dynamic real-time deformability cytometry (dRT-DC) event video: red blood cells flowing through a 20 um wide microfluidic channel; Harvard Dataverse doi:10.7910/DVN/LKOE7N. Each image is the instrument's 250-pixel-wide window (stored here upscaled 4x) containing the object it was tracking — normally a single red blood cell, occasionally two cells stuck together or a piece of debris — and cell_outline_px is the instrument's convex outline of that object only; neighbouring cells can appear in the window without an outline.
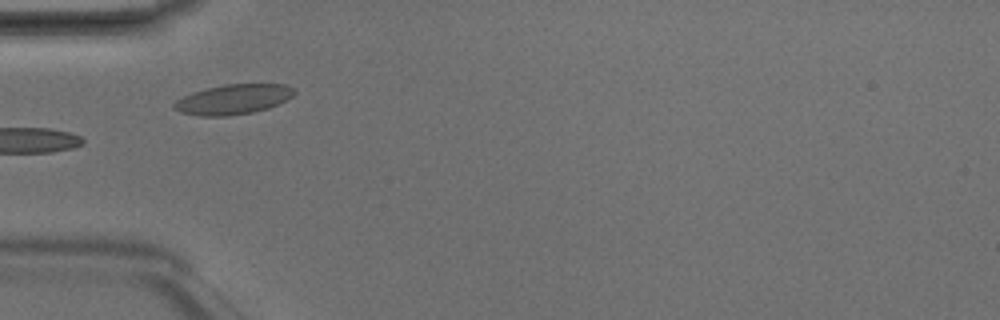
{"species": "Egyptian fruit bat (a non-hibernating species)", "species_latin": "Rousettus aegyptiacus", "temperature_condition": "room temperature", "stored_images_in_passage": 7, "camera_frame_rate_fps": 3000, "um_per_image_px": 0.085, "animal": {"sex": "male"}, "frame": {"image": 1, "passage_image": 5, "time_ms": 1.333, "image_size_px": [1000, 320], "cell_outline_px": [[296, 92], [292, 96], [268, 108], [252, 112], [228, 116], [200, 116], [180, 112], [172, 108], [172, 104], [176, 100], [192, 92], [224, 84], [284, 84], [296, 88]], "centroid_in_image_um": [19.8, 8.44], "position_along_channel_um": 65.2, "area_um2": 20.92}}